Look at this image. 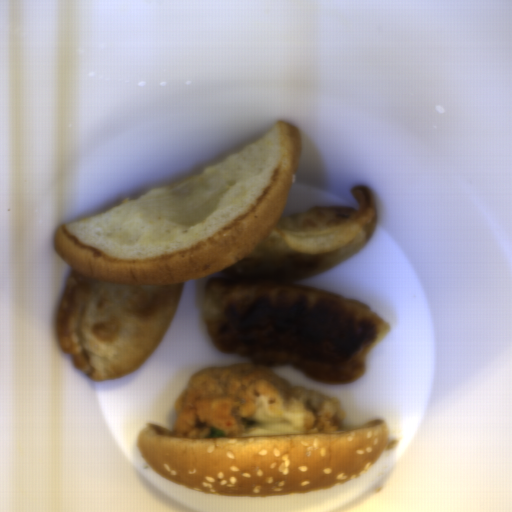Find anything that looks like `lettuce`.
Segmentation results:
<instances>
[{
  "label": "lettuce",
  "mask_w": 512,
  "mask_h": 512,
  "mask_svg": "<svg viewBox=\"0 0 512 512\" xmlns=\"http://www.w3.org/2000/svg\"><path fill=\"white\" fill-rule=\"evenodd\" d=\"M210 438H223L225 435L224 430L217 429V428H211L209 432Z\"/></svg>",
  "instance_id": "obj_1"
}]
</instances>
